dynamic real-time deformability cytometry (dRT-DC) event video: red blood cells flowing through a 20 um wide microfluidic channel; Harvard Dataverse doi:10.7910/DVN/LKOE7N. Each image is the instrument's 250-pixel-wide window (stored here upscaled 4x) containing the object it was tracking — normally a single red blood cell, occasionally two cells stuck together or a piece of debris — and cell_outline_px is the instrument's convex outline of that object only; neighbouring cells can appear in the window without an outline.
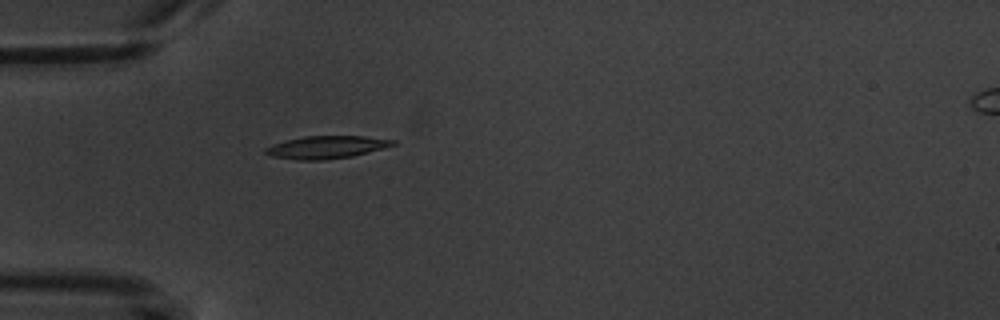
{"species": "common noctule bat (a hibernating species)", "species_latin": "Nyctalus noctula", "temperature_condition": "warm", "stored_images_in_passage": 4, "camera_frame_rate_fps": 3000, "um_per_image_px": 0.085, "animal": {"sex": "male", "body_mass_g": 20.1, "forearm_length_mm": 53.5}, "frame": {"image": 1, "passage_image": 4, "time_ms": 4.333, "image_size_px": [1000, 320], "cell_outline_px": [[396, 144], [352, 156], [324, 160], [300, 160], [272, 156], [264, 152], [264, 148], [288, 140], [304, 136], [364, 136], [396, 140]], "centroid_in_image_um": [27.76, 12.51], "position_along_channel_um": 57.2, "area_um2": 16.47}}